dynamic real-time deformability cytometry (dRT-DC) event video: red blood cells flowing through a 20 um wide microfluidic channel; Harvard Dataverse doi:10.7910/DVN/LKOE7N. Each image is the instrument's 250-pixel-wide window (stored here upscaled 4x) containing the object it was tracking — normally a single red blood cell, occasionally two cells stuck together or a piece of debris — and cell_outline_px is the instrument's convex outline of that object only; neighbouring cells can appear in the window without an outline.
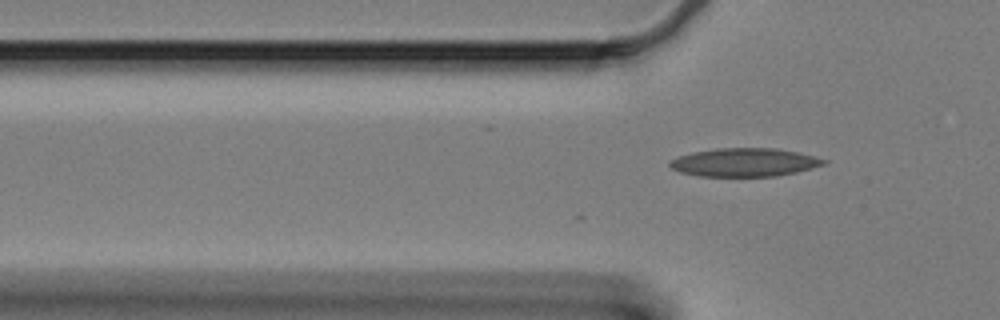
{"species": "Egyptian fruit bat (a non-hibernating species)", "species_latin": "Rousettus aegyptiacus", "temperature_condition": "cold", "stored_images_in_passage": 2, "camera_frame_rate_fps": 3000, "um_per_image_px": 0.085, "animal": {"sex": "female"}, "frame": {"image": 1, "passage_image": 2, "time_ms": 0.333, "image_size_px": [1000, 320], "cell_outline_px": [[828, 160], [824, 164], [812, 168], [796, 172], [776, 176], [696, 176], [680, 172], [672, 168], [668, 164], [668, 160], [692, 152], [716, 148], [776, 148], [796, 152]], "centroid_in_image_um": [63.23, 13.8], "position_along_channel_um": 62.6, "area_um2": 25.37}}